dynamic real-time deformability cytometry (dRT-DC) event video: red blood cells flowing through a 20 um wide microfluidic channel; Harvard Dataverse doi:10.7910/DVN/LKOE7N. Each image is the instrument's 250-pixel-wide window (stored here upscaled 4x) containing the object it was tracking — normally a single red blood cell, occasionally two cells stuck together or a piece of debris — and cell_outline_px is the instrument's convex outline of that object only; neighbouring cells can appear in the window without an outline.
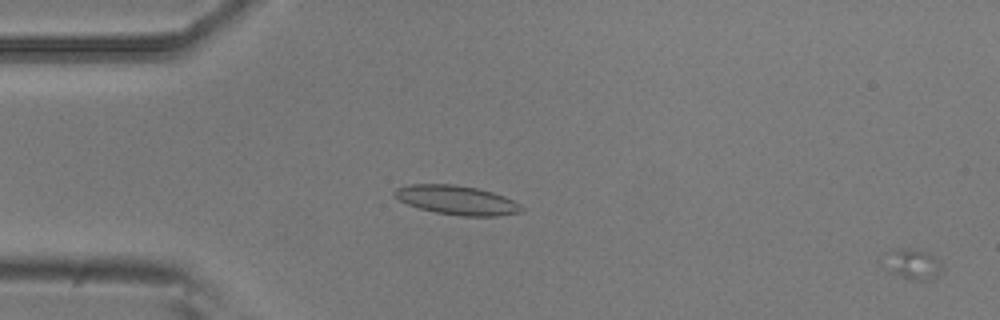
{"species": "common noctule bat (a hibernating species)", "species_latin": "Nyctalus noctula", "temperature_condition": "room temperature", "stored_images_in_passage": 17, "camera_frame_rate_fps": 3000, "um_per_image_px": 0.085, "animal": {"sex": "male", "body_mass_g": 20.5, "forearm_length_mm": 52.5}, "frame": {"image": 1, "passage_image": 1, "time_ms": 0.0, "image_size_px": [1000, 320], "cell_outline_px": [[944, 268], [940, 276], [928, 280], [916, 280], [900, 276], [892, 272], [880, 264], [880, 252], [900, 248], [912, 248], [928, 252], [940, 260]], "centroid_in_image_um": [77.51, 22.41], "position_along_channel_um": 7.5, "area_um2": 11.1}}